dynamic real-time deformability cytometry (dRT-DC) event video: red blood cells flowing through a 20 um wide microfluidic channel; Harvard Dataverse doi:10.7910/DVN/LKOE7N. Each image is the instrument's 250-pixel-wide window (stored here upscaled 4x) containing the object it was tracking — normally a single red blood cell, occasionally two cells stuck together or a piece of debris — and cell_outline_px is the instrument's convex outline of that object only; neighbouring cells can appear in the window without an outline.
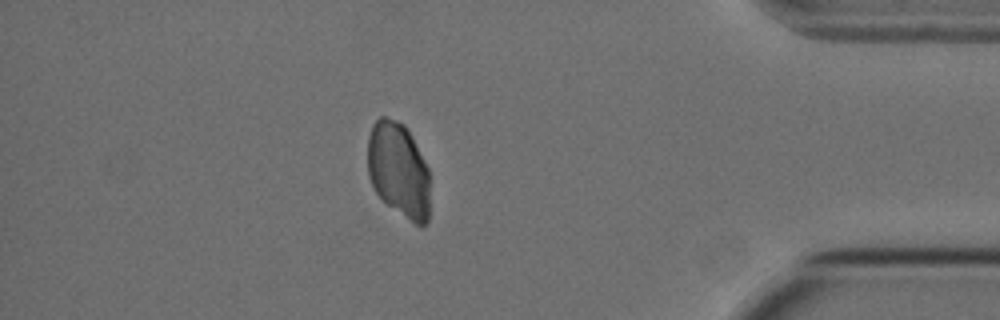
{"species": "Egyptian fruit bat (a non-hibernating species)", "species_latin": "Rousettus aegyptiacus", "temperature_condition": "cold", "stored_images_in_passage": 54, "camera_frame_rate_fps": 3000, "um_per_image_px": 0.085, "animal": {"sex": "female"}, "frame": {"image": 1, "passage_image": 47, "time_ms": 15.333, "image_size_px": [1000, 320], "cell_outline_px": [[428, 220], [420, 228], [388, 204], [376, 192], [368, 176], [368, 136], [372, 124], [380, 116], [384, 116], [396, 120], [404, 124], [428, 168]], "centroid_in_image_um": [33.85, 14.42], "position_along_channel_um": 401.3, "area_um2": 34.04}}